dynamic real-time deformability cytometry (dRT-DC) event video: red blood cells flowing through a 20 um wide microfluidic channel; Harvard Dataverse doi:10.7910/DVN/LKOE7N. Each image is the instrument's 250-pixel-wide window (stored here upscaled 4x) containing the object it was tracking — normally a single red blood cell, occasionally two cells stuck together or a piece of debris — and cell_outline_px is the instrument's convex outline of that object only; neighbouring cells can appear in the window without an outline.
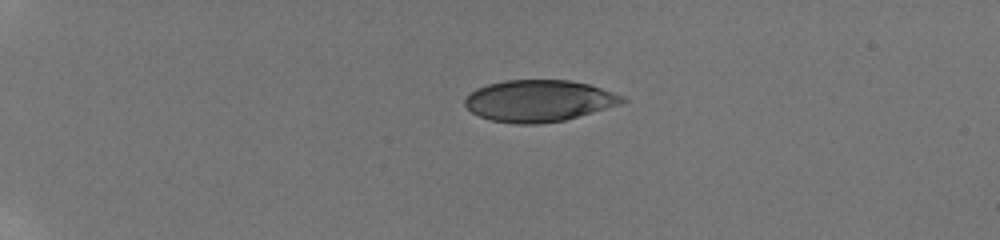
{"species": "human", "species_latin": "Homo sapiens", "temperature_condition": "room temperature", "stored_images_in_passage": 5, "camera_frame_rate_fps": 3000, "um_per_image_px": 0.085, "donor": {"sex": "male"}, "frame": {"image": 1, "passage_image": 1, "time_ms": 0.0, "image_size_px": [1000, 240], "cell_outline_px": [[628, 100], [624, 104], [564, 120], [536, 124], [516, 124], [492, 120], [480, 116], [472, 112], [464, 104], [464, 100], [476, 88], [488, 84], [504, 80], [568, 80], [588, 84], [624, 96]], "centroid_in_image_um": [45.84, 8.57], "position_along_channel_um": 39.2, "area_um2": 38.15}}
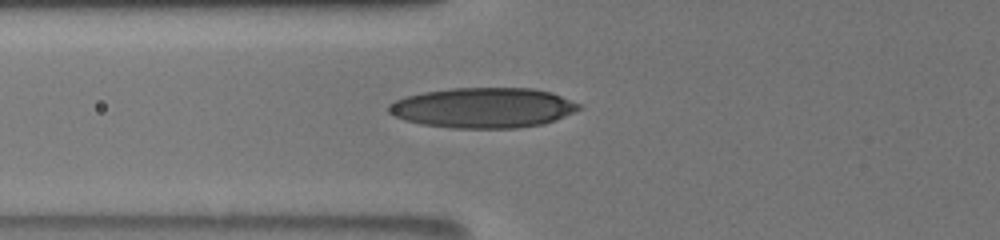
{"frame": {"image": 2, "passage_image": 5, "time_ms": 3.333, "image_size_px": [1000, 240], "cell_outline_px": [[584, 108], [556, 120], [544, 124], [516, 128], [452, 128], [420, 124], [404, 120], [388, 112], [388, 104], [404, 96], [424, 92], [452, 88], [532, 88], [552, 92], [580, 104]], "centroid_in_image_um": [41.09, 9.16], "position_along_channel_um": 84.7, "area_um2": 44.85}}